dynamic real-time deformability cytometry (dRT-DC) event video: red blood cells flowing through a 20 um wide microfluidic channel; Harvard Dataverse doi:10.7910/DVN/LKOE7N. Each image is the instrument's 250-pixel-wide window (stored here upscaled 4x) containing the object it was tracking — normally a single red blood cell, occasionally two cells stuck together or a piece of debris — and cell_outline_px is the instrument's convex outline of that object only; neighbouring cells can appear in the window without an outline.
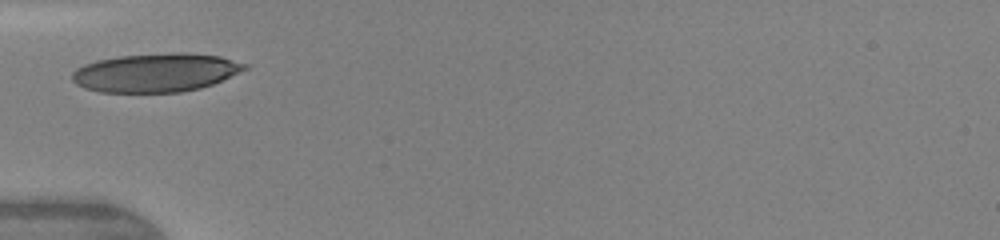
{"species": "human", "species_latin": "Homo sapiens", "temperature_condition": "warm", "stored_images_in_passage": 9, "camera_frame_rate_fps": 3000, "um_per_image_px": 0.085, "donor": {"sex": "female"}, "frame": {"image": 1, "passage_image": 1, "time_ms": 0.0, "image_size_px": [1000, 240], "cell_outline_px": [[248, 68], [212, 84], [200, 88], [180, 92], [100, 92], [84, 88], [76, 84], [72, 80], [72, 72], [76, 68], [84, 64], [96, 60], [120, 56], [184, 52], [220, 56], [248, 64]], "centroid_in_image_um": [13.22, 6.17], "position_along_channel_um": 71.8, "area_um2": 38.73}}